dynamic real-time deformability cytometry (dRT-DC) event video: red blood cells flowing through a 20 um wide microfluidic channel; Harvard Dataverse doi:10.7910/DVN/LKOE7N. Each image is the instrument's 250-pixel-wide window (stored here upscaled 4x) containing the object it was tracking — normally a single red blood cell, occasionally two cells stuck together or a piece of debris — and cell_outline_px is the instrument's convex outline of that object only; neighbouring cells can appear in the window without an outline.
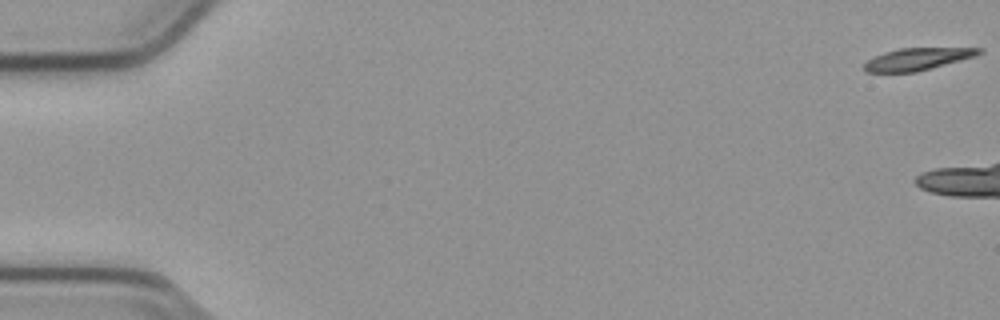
{"species": "common noctule bat (a hibernating species)", "species_latin": "Nyctalus noctula", "temperature_condition": "cold", "stored_images_in_passage": 7, "camera_frame_rate_fps": 3000, "um_per_image_px": 0.085, "animal": {"sex": "male", "body_mass_g": 23.1, "forearm_length_mm": 52.7}, "frame": {"image": 1, "passage_image": 1, "time_ms": 0.0, "image_size_px": [1000, 320], "cell_outline_px": [[984, 52], [976, 56], [916, 72], [864, 72], [864, 64], [868, 60], [884, 52], [900, 48], [984, 48]], "centroid_in_image_um": [78.01, 5.02], "position_along_channel_um": 7.0, "area_um2": 14.74}}